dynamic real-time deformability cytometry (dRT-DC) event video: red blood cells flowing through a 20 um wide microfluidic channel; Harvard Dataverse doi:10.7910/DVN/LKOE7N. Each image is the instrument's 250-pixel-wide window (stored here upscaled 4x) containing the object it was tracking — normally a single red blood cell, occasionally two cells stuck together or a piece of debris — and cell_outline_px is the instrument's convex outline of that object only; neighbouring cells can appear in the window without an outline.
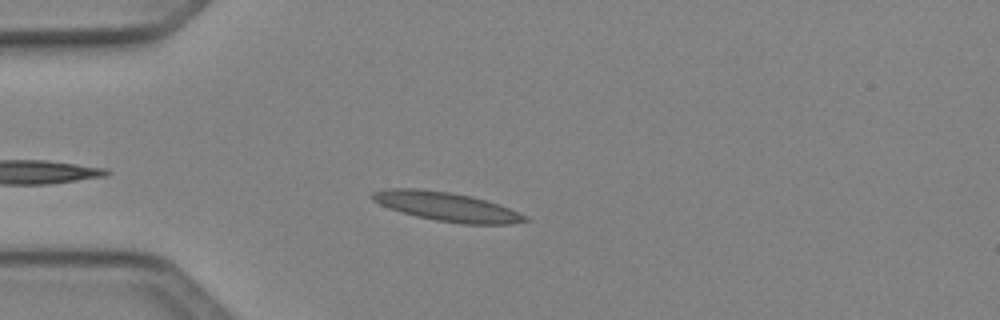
{"species": "Egyptian fruit bat (a non-hibernating species)", "species_latin": "Rousettus aegyptiacus", "temperature_condition": "cold", "stored_images_in_passage": 39, "camera_frame_rate_fps": 3000, "um_per_image_px": 0.085, "animal": {"sex": "female"}, "frame": {"image": 1, "passage_image": 6, "time_ms": 1.667, "image_size_px": [1000, 320], "cell_outline_px": [[532, 220], [512, 224], [460, 224], [436, 220], [416, 216], [400, 212], [388, 208], [372, 200], [372, 192], [384, 188], [416, 188], [452, 192], [472, 196], [508, 208], [528, 216]], "centroid_in_image_um": [37.96, 17.56], "position_along_channel_um": 47.0, "area_um2": 25.89}}
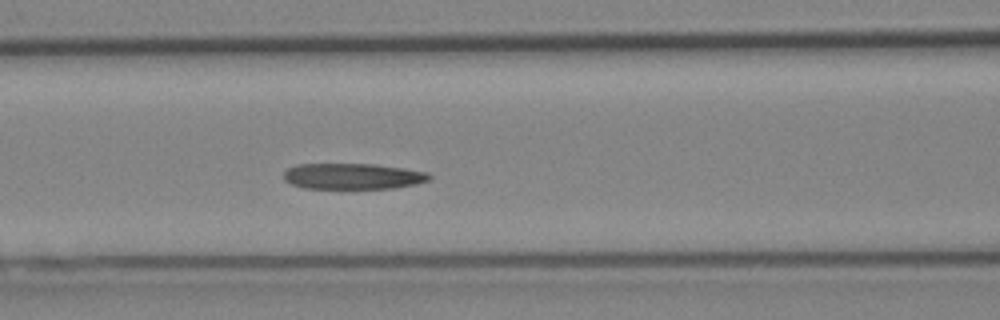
{"frame": {"image": 2, "passage_image": 14, "time_ms": 4.333, "image_size_px": [1000, 320], "cell_outline_px": [[432, 176], [428, 180], [416, 184], [396, 188], [304, 188], [292, 184], [284, 180], [284, 172], [288, 168], [300, 164], [372, 164], [404, 168], [428, 172]], "centroid_in_image_um": [30.01, 14.98], "position_along_channel_um": 136.6, "area_um2": 21.91}}
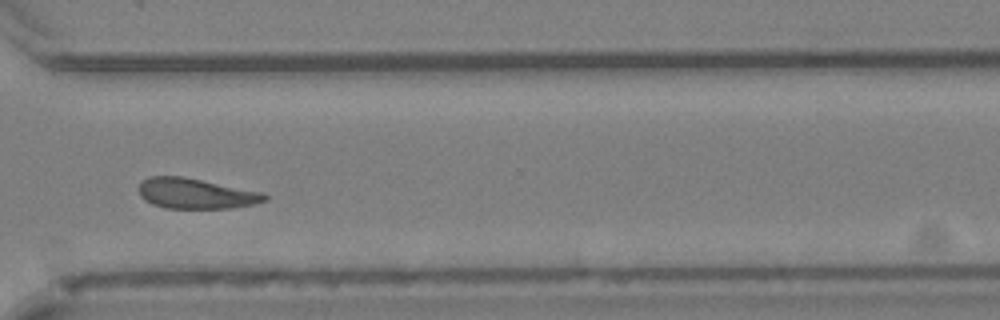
{"frame": {"image": 3, "passage_image": 30, "time_ms": 9.667, "image_size_px": [1000, 320], "cell_outline_px": [[268, 200], [256, 204], [232, 208], [164, 208], [152, 204], [144, 200], [140, 196], [140, 184], [148, 176], [184, 176], [264, 192], [268, 196]], "centroid_in_image_um": [16.69, 16.45], "position_along_channel_um": 353.9, "area_um2": 22.54}, "authors_computed_cell_mechanics": {"area_um2": 22.6576, "velocity_mm_per_s": 4.0642, "shape_relaxation_time_tau1_ms": 6.2917, "shape_relaxation_time_tau2_ms": 3.9716, "deformation_change_tau1": 0.1691, "deformation_change_tau2": 0.1224}}